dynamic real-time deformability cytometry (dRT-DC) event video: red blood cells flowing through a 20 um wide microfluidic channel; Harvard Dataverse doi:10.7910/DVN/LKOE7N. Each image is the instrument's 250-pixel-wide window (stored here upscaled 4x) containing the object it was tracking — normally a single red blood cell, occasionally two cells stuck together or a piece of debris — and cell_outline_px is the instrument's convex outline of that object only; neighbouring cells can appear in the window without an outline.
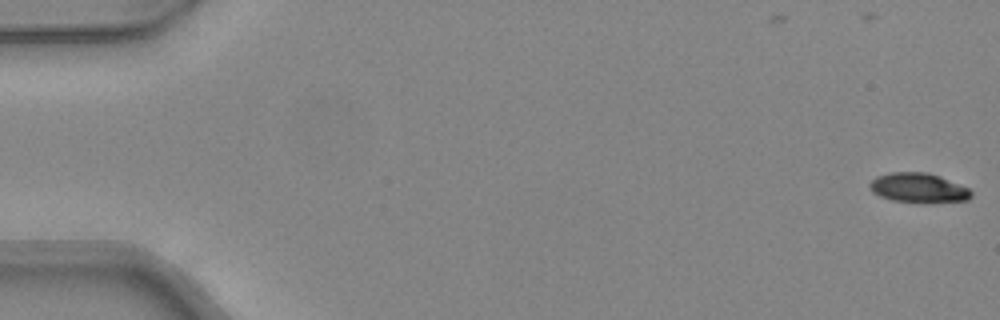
{"species": "common noctule bat (a hibernating species)", "species_latin": "Nyctalus noctula", "temperature_condition": "warm", "stored_images_in_passage": 48, "camera_frame_rate_fps": 3000, "um_per_image_px": 0.085, "animal": {"sex": "female", "body_mass_g": 24.6, "forearm_length_mm": 56.2}, "frame": {"image": 1, "passage_image": 1, "time_ms": 0.0, "image_size_px": [1000, 320], "cell_outline_px": [[972, 196], [968, 200], [892, 200], [880, 196], [872, 192], [868, 184], [876, 176], [888, 172], [928, 172], [940, 176], [968, 188], [972, 192]], "centroid_in_image_um": [78.01, 15.91], "position_along_channel_um": 7.0, "area_um2": 16.76}}
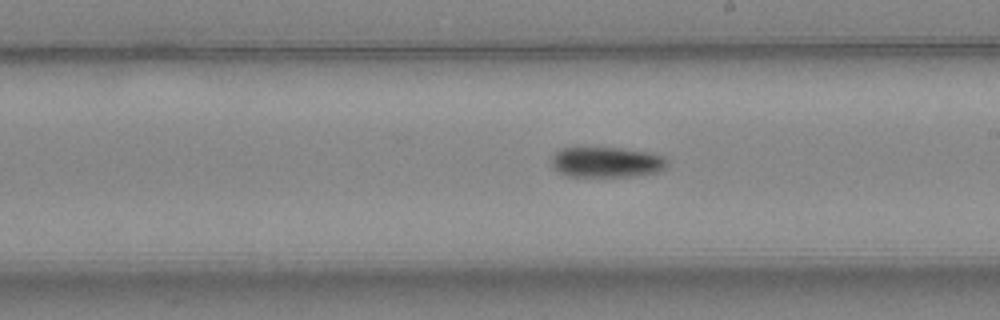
{"frame": {"image": 2, "passage_image": 28, "time_ms": 9.0, "image_size_px": [1000, 320], "cell_outline_px": [[668, 164], [660, 172], [636, 176], [564, 176], [556, 172], [552, 168], [552, 156], [560, 148], [620, 148], [648, 152], [664, 156], [668, 160]], "centroid_in_image_um": [51.56, 13.79], "position_along_channel_um": 237.4, "area_um2": 20.75}}
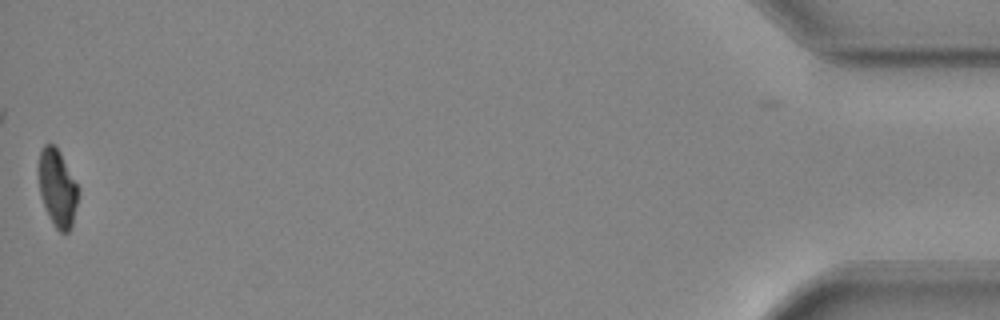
{"frame": {"image": 3, "passage_image": 48, "time_ms": 15.667, "image_size_px": [1000, 320], "cell_outline_px": [[76, 204], [72, 224], [68, 232], [60, 232], [56, 228], [40, 196], [40, 152], [44, 144], [56, 144], [76, 184]], "centroid_in_image_um": [4.87, 15.95], "position_along_channel_um": 430.3, "area_um2": 16.88}, "authors_computed_cell_mechanics": {"area_um2": 19.941, "velocity_mm_per_s": 4.3594, "shape_relaxation_time_tau1_ms": 6.0671, "shape_relaxation_time_tau2_ms": null, "deformation_change_tau1": 0.1804, "deformation_change_tau2": null}}